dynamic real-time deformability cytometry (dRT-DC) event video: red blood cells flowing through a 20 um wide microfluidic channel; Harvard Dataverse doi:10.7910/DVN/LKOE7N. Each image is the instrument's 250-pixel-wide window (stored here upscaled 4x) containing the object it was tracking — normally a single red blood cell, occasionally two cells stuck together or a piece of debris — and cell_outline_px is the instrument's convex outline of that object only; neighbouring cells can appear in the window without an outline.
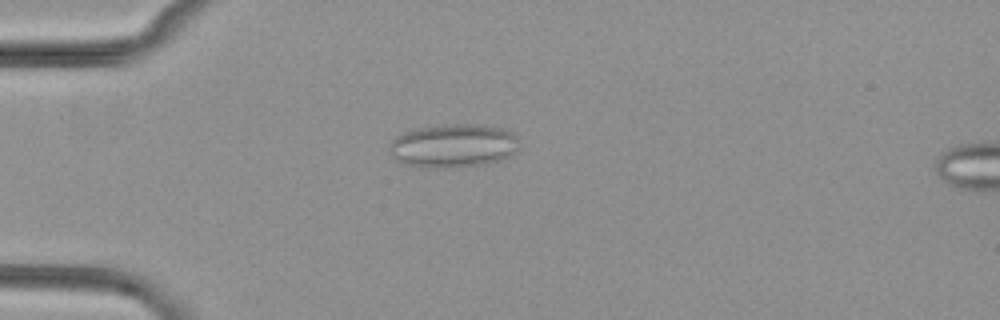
{"species": "common noctule bat (a hibernating species)", "species_latin": "Nyctalus noctula", "temperature_condition": "cold", "stored_images_in_passage": 6, "camera_frame_rate_fps": 3000, "um_per_image_px": 0.085, "animal": {"sex": "female", "body_mass_g": 29.2, "forearm_length_mm": 56.3}, "frame": {"image": 1, "passage_image": 3, "time_ms": 2.333, "image_size_px": [1000, 320], "cell_outline_px": [[520, 140], [516, 152], [500, 160], [484, 164], [444, 168], [420, 168], [396, 160], [392, 156], [388, 148], [388, 144], [396, 136], [404, 132], [420, 128], [448, 124], [476, 124], [500, 128], [512, 132]], "centroid_in_image_um": [38.52, 12.39], "position_along_channel_um": 46.5, "area_um2": 33.06}}